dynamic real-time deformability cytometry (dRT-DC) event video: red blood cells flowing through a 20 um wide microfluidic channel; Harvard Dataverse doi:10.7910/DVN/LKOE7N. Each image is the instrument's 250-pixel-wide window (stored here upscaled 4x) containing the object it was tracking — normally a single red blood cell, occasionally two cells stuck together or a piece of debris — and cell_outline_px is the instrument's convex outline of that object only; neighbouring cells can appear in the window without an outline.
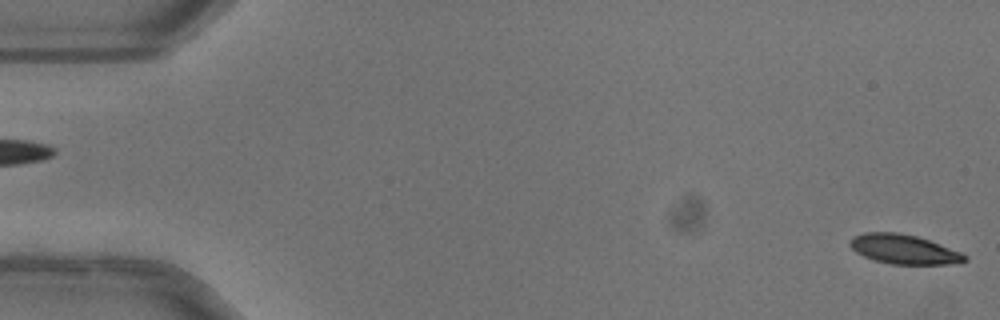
{"species": "common noctule bat (a hibernating species)", "species_latin": "Nyctalus noctula", "temperature_condition": "warm", "stored_images_in_passage": 51, "camera_frame_rate_fps": 3000, "um_per_image_px": 0.085, "animal": {"sex": "female"}, "frame": {"image": 1, "passage_image": 1, "time_ms": 0.0, "image_size_px": [1000, 320], "cell_outline_px": [[968, 260], [960, 264], [892, 264], [872, 260], [856, 252], [848, 244], [848, 240], [852, 236], [864, 232], [900, 232], [916, 236], [940, 244], [960, 252], [968, 256]], "centroid_in_image_um": [76.81, 21.19], "position_along_channel_um": 8.2, "area_um2": 19.94}}
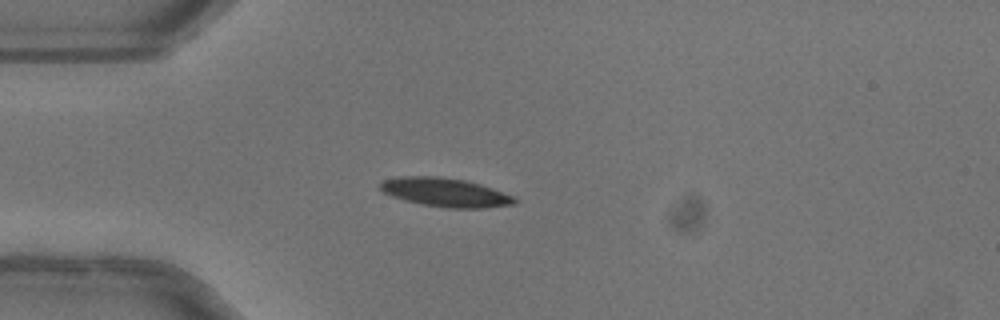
{"frame": {"image": 2, "passage_image": 14, "time_ms": 4.333, "image_size_px": [1000, 320], "cell_outline_px": [[516, 204], [484, 208], [448, 208], [424, 204], [404, 200], [392, 196], [384, 192], [380, 188], [380, 184], [384, 180], [400, 176], [440, 176], [464, 180], [480, 184], [516, 196]], "centroid_in_image_um": [37.89, 16.35], "position_along_channel_um": 47.1, "area_um2": 22.48}}
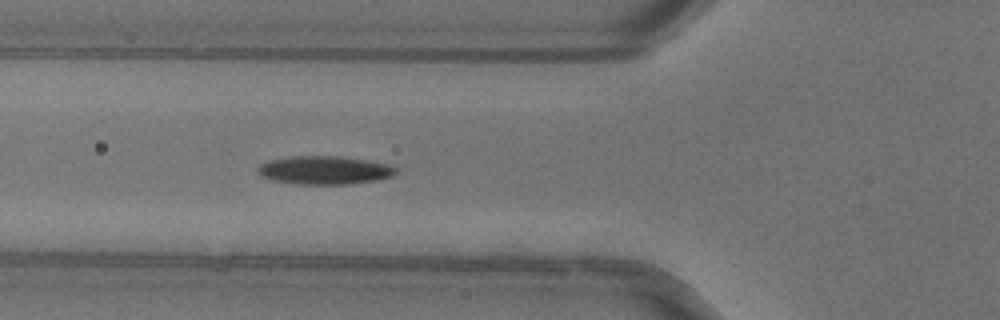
{"frame": {"image": 3, "passage_image": 19, "time_ms": 6.0, "image_size_px": [1000, 320], "cell_outline_px": [[396, 172], [392, 176], [376, 180], [348, 184], [296, 184], [272, 180], [260, 176], [256, 172], [256, 168], [260, 164], [268, 160], [288, 156], [340, 156], [388, 164], [396, 168]], "centroid_in_image_um": [27.5, 14.46], "position_along_channel_um": 98.3, "area_um2": 22.89}, "authors_computed_cell_mechanics": {"area_um2": 21.9062, "velocity_mm_per_s": 4.0333, "shape_relaxation_time_tau1_ms": 4.0827, "shape_relaxation_time_tau2_ms": 4.5412, "deformation_change_tau1": 0.1539, "deformation_change_tau2": 0.0778}}